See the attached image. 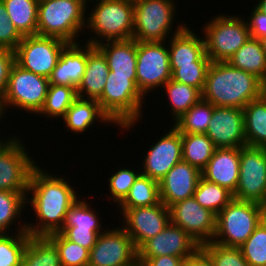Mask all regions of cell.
I'll use <instances>...</instances> for the list:
<instances>
[{
    "instance_id": "ac0fdd59",
    "label": "cell",
    "mask_w": 266,
    "mask_h": 266,
    "mask_svg": "<svg viewBox=\"0 0 266 266\" xmlns=\"http://www.w3.org/2000/svg\"><path fill=\"white\" fill-rule=\"evenodd\" d=\"M206 135L216 148L246 146L243 109L214 106Z\"/></svg>"
},
{
    "instance_id": "7a4b0ae2",
    "label": "cell",
    "mask_w": 266,
    "mask_h": 266,
    "mask_svg": "<svg viewBox=\"0 0 266 266\" xmlns=\"http://www.w3.org/2000/svg\"><path fill=\"white\" fill-rule=\"evenodd\" d=\"M266 92V84L256 75L232 67L228 62H211L202 98L214 106L243 109Z\"/></svg>"
},
{
    "instance_id": "7dc6e473",
    "label": "cell",
    "mask_w": 266,
    "mask_h": 266,
    "mask_svg": "<svg viewBox=\"0 0 266 266\" xmlns=\"http://www.w3.org/2000/svg\"><path fill=\"white\" fill-rule=\"evenodd\" d=\"M15 64V52L9 49H0V102L7 88L10 71Z\"/></svg>"
},
{
    "instance_id": "681fc988",
    "label": "cell",
    "mask_w": 266,
    "mask_h": 266,
    "mask_svg": "<svg viewBox=\"0 0 266 266\" xmlns=\"http://www.w3.org/2000/svg\"><path fill=\"white\" fill-rule=\"evenodd\" d=\"M138 266H180L184 260L178 256H157L152 258H137Z\"/></svg>"
},
{
    "instance_id": "4fadbf2b",
    "label": "cell",
    "mask_w": 266,
    "mask_h": 266,
    "mask_svg": "<svg viewBox=\"0 0 266 266\" xmlns=\"http://www.w3.org/2000/svg\"><path fill=\"white\" fill-rule=\"evenodd\" d=\"M233 198L266 204V154L262 147H240L239 179Z\"/></svg>"
},
{
    "instance_id": "8fae6325",
    "label": "cell",
    "mask_w": 266,
    "mask_h": 266,
    "mask_svg": "<svg viewBox=\"0 0 266 266\" xmlns=\"http://www.w3.org/2000/svg\"><path fill=\"white\" fill-rule=\"evenodd\" d=\"M166 42H137V87L145 97L148 92L161 89L171 79Z\"/></svg>"
},
{
    "instance_id": "4dcf8cb0",
    "label": "cell",
    "mask_w": 266,
    "mask_h": 266,
    "mask_svg": "<svg viewBox=\"0 0 266 266\" xmlns=\"http://www.w3.org/2000/svg\"><path fill=\"white\" fill-rule=\"evenodd\" d=\"M27 194V192L0 190V233L12 232L10 228L11 225L13 228L14 223L15 226L18 225V228L15 230L16 232H26V224L23 223L24 221H18L17 219L22 217L25 207V210H27ZM16 221H18V223H16ZM20 222H22V224Z\"/></svg>"
},
{
    "instance_id": "f546056e",
    "label": "cell",
    "mask_w": 266,
    "mask_h": 266,
    "mask_svg": "<svg viewBox=\"0 0 266 266\" xmlns=\"http://www.w3.org/2000/svg\"><path fill=\"white\" fill-rule=\"evenodd\" d=\"M182 160L202 171L216 149L213 141L201 133H181Z\"/></svg>"
},
{
    "instance_id": "bcb514c9",
    "label": "cell",
    "mask_w": 266,
    "mask_h": 266,
    "mask_svg": "<svg viewBox=\"0 0 266 266\" xmlns=\"http://www.w3.org/2000/svg\"><path fill=\"white\" fill-rule=\"evenodd\" d=\"M105 229L62 228L59 232L69 241L75 242L89 251L96 244L98 235Z\"/></svg>"
},
{
    "instance_id": "9c48e42d",
    "label": "cell",
    "mask_w": 266,
    "mask_h": 266,
    "mask_svg": "<svg viewBox=\"0 0 266 266\" xmlns=\"http://www.w3.org/2000/svg\"><path fill=\"white\" fill-rule=\"evenodd\" d=\"M48 87L49 78L24 70L15 63L0 102V117L3 119L10 107L38 115L44 106Z\"/></svg>"
},
{
    "instance_id": "603a6c76",
    "label": "cell",
    "mask_w": 266,
    "mask_h": 266,
    "mask_svg": "<svg viewBox=\"0 0 266 266\" xmlns=\"http://www.w3.org/2000/svg\"><path fill=\"white\" fill-rule=\"evenodd\" d=\"M167 43L170 65H194L195 61H211L205 51L204 39L187 26L171 35Z\"/></svg>"
},
{
    "instance_id": "9f6ffc18",
    "label": "cell",
    "mask_w": 266,
    "mask_h": 266,
    "mask_svg": "<svg viewBox=\"0 0 266 266\" xmlns=\"http://www.w3.org/2000/svg\"><path fill=\"white\" fill-rule=\"evenodd\" d=\"M262 148L264 149V152L266 154V144L264 146H262Z\"/></svg>"
},
{
    "instance_id": "60d3db41",
    "label": "cell",
    "mask_w": 266,
    "mask_h": 266,
    "mask_svg": "<svg viewBox=\"0 0 266 266\" xmlns=\"http://www.w3.org/2000/svg\"><path fill=\"white\" fill-rule=\"evenodd\" d=\"M210 64L211 61H195L194 65H170L171 79L202 92Z\"/></svg>"
},
{
    "instance_id": "6da1fadb",
    "label": "cell",
    "mask_w": 266,
    "mask_h": 266,
    "mask_svg": "<svg viewBox=\"0 0 266 266\" xmlns=\"http://www.w3.org/2000/svg\"><path fill=\"white\" fill-rule=\"evenodd\" d=\"M37 165L31 172L26 204L35 213V221L26 222V232L30 236H47L59 232L65 223L66 215L81 197L70 181L63 176L46 172Z\"/></svg>"
},
{
    "instance_id": "74e56055",
    "label": "cell",
    "mask_w": 266,
    "mask_h": 266,
    "mask_svg": "<svg viewBox=\"0 0 266 266\" xmlns=\"http://www.w3.org/2000/svg\"><path fill=\"white\" fill-rule=\"evenodd\" d=\"M29 237L27 232L0 233V266H21Z\"/></svg>"
},
{
    "instance_id": "8992f818",
    "label": "cell",
    "mask_w": 266,
    "mask_h": 266,
    "mask_svg": "<svg viewBox=\"0 0 266 266\" xmlns=\"http://www.w3.org/2000/svg\"><path fill=\"white\" fill-rule=\"evenodd\" d=\"M175 0H140L134 4L133 36L137 42H162L167 37L182 31L187 24L176 25L173 31V21L177 11Z\"/></svg>"
},
{
    "instance_id": "db71d44e",
    "label": "cell",
    "mask_w": 266,
    "mask_h": 266,
    "mask_svg": "<svg viewBox=\"0 0 266 266\" xmlns=\"http://www.w3.org/2000/svg\"><path fill=\"white\" fill-rule=\"evenodd\" d=\"M260 42H261V44H262V48H263V51H264L265 56H266V37L261 38V39H260Z\"/></svg>"
},
{
    "instance_id": "f5cc1de1",
    "label": "cell",
    "mask_w": 266,
    "mask_h": 266,
    "mask_svg": "<svg viewBox=\"0 0 266 266\" xmlns=\"http://www.w3.org/2000/svg\"><path fill=\"white\" fill-rule=\"evenodd\" d=\"M261 223L266 227V204L262 205Z\"/></svg>"
},
{
    "instance_id": "b9f144b4",
    "label": "cell",
    "mask_w": 266,
    "mask_h": 266,
    "mask_svg": "<svg viewBox=\"0 0 266 266\" xmlns=\"http://www.w3.org/2000/svg\"><path fill=\"white\" fill-rule=\"evenodd\" d=\"M239 248L250 266H266V227L261 223Z\"/></svg>"
},
{
    "instance_id": "277c9868",
    "label": "cell",
    "mask_w": 266,
    "mask_h": 266,
    "mask_svg": "<svg viewBox=\"0 0 266 266\" xmlns=\"http://www.w3.org/2000/svg\"><path fill=\"white\" fill-rule=\"evenodd\" d=\"M84 0H39L37 34L77 43L86 28Z\"/></svg>"
},
{
    "instance_id": "11a10c76",
    "label": "cell",
    "mask_w": 266,
    "mask_h": 266,
    "mask_svg": "<svg viewBox=\"0 0 266 266\" xmlns=\"http://www.w3.org/2000/svg\"><path fill=\"white\" fill-rule=\"evenodd\" d=\"M129 2H132V3H135L137 1H140V0H128Z\"/></svg>"
},
{
    "instance_id": "d6986e66",
    "label": "cell",
    "mask_w": 266,
    "mask_h": 266,
    "mask_svg": "<svg viewBox=\"0 0 266 266\" xmlns=\"http://www.w3.org/2000/svg\"><path fill=\"white\" fill-rule=\"evenodd\" d=\"M200 247L181 227L170 222L162 232L145 241L137 249V258L178 256L185 259Z\"/></svg>"
},
{
    "instance_id": "ee69618b",
    "label": "cell",
    "mask_w": 266,
    "mask_h": 266,
    "mask_svg": "<svg viewBox=\"0 0 266 266\" xmlns=\"http://www.w3.org/2000/svg\"><path fill=\"white\" fill-rule=\"evenodd\" d=\"M201 248L208 254L215 266H250L239 247L224 246L211 241L202 245Z\"/></svg>"
},
{
    "instance_id": "f35d334b",
    "label": "cell",
    "mask_w": 266,
    "mask_h": 266,
    "mask_svg": "<svg viewBox=\"0 0 266 266\" xmlns=\"http://www.w3.org/2000/svg\"><path fill=\"white\" fill-rule=\"evenodd\" d=\"M58 249L61 266H88L90 251L67 240L60 232L46 236Z\"/></svg>"
},
{
    "instance_id": "e575fe53",
    "label": "cell",
    "mask_w": 266,
    "mask_h": 266,
    "mask_svg": "<svg viewBox=\"0 0 266 266\" xmlns=\"http://www.w3.org/2000/svg\"><path fill=\"white\" fill-rule=\"evenodd\" d=\"M214 105L201 98L195 105L190 107L173 126L180 133H201L206 134L208 125L212 119Z\"/></svg>"
},
{
    "instance_id": "ffe728a7",
    "label": "cell",
    "mask_w": 266,
    "mask_h": 266,
    "mask_svg": "<svg viewBox=\"0 0 266 266\" xmlns=\"http://www.w3.org/2000/svg\"><path fill=\"white\" fill-rule=\"evenodd\" d=\"M201 171L181 160L159 181L160 201L167 207L193 197Z\"/></svg>"
},
{
    "instance_id": "4316f807",
    "label": "cell",
    "mask_w": 266,
    "mask_h": 266,
    "mask_svg": "<svg viewBox=\"0 0 266 266\" xmlns=\"http://www.w3.org/2000/svg\"><path fill=\"white\" fill-rule=\"evenodd\" d=\"M227 62L234 68L256 75L266 84V56L259 39L250 37Z\"/></svg>"
},
{
    "instance_id": "6f0895ef",
    "label": "cell",
    "mask_w": 266,
    "mask_h": 266,
    "mask_svg": "<svg viewBox=\"0 0 266 266\" xmlns=\"http://www.w3.org/2000/svg\"><path fill=\"white\" fill-rule=\"evenodd\" d=\"M84 1H85L86 3H88V4H87V8H89L88 5H89V1H91V0H84Z\"/></svg>"
},
{
    "instance_id": "7bdbcfd3",
    "label": "cell",
    "mask_w": 266,
    "mask_h": 266,
    "mask_svg": "<svg viewBox=\"0 0 266 266\" xmlns=\"http://www.w3.org/2000/svg\"><path fill=\"white\" fill-rule=\"evenodd\" d=\"M114 171L112 176L108 178V187L110 195L108 199L112 200L114 204H120L129 194L131 186L135 183L137 177L141 174V169L134 171L128 167L119 168Z\"/></svg>"
},
{
    "instance_id": "836d02e7",
    "label": "cell",
    "mask_w": 266,
    "mask_h": 266,
    "mask_svg": "<svg viewBox=\"0 0 266 266\" xmlns=\"http://www.w3.org/2000/svg\"><path fill=\"white\" fill-rule=\"evenodd\" d=\"M160 202L159 182L140 174L118 209L156 205Z\"/></svg>"
},
{
    "instance_id": "cb8c5ba5",
    "label": "cell",
    "mask_w": 266,
    "mask_h": 266,
    "mask_svg": "<svg viewBox=\"0 0 266 266\" xmlns=\"http://www.w3.org/2000/svg\"><path fill=\"white\" fill-rule=\"evenodd\" d=\"M108 73L106 57L96 46H93L87 52L86 69L76 88L77 97L97 100L104 91Z\"/></svg>"
},
{
    "instance_id": "f6af8a7d",
    "label": "cell",
    "mask_w": 266,
    "mask_h": 266,
    "mask_svg": "<svg viewBox=\"0 0 266 266\" xmlns=\"http://www.w3.org/2000/svg\"><path fill=\"white\" fill-rule=\"evenodd\" d=\"M23 36L10 21L7 15V9L2 0H0V49H9L15 51Z\"/></svg>"
},
{
    "instance_id": "5b68a950",
    "label": "cell",
    "mask_w": 266,
    "mask_h": 266,
    "mask_svg": "<svg viewBox=\"0 0 266 266\" xmlns=\"http://www.w3.org/2000/svg\"><path fill=\"white\" fill-rule=\"evenodd\" d=\"M94 1L97 3L93 5L91 12L87 9L89 13L86 14L89 16H86V31L90 30L96 36L86 39L85 42L97 46L106 41L132 39L134 4L128 0Z\"/></svg>"
},
{
    "instance_id": "d6a6232c",
    "label": "cell",
    "mask_w": 266,
    "mask_h": 266,
    "mask_svg": "<svg viewBox=\"0 0 266 266\" xmlns=\"http://www.w3.org/2000/svg\"><path fill=\"white\" fill-rule=\"evenodd\" d=\"M21 266H61L58 249L46 236H30Z\"/></svg>"
},
{
    "instance_id": "9a60e30c",
    "label": "cell",
    "mask_w": 266,
    "mask_h": 266,
    "mask_svg": "<svg viewBox=\"0 0 266 266\" xmlns=\"http://www.w3.org/2000/svg\"><path fill=\"white\" fill-rule=\"evenodd\" d=\"M169 213L170 222L181 227L200 246L213 240L216 215L203 208L194 197L174 203Z\"/></svg>"
},
{
    "instance_id": "484cf974",
    "label": "cell",
    "mask_w": 266,
    "mask_h": 266,
    "mask_svg": "<svg viewBox=\"0 0 266 266\" xmlns=\"http://www.w3.org/2000/svg\"><path fill=\"white\" fill-rule=\"evenodd\" d=\"M106 57L114 75H136L137 41L135 39L106 41L96 46Z\"/></svg>"
},
{
    "instance_id": "7c38bea8",
    "label": "cell",
    "mask_w": 266,
    "mask_h": 266,
    "mask_svg": "<svg viewBox=\"0 0 266 266\" xmlns=\"http://www.w3.org/2000/svg\"><path fill=\"white\" fill-rule=\"evenodd\" d=\"M67 44L54 37L25 36L14 51L15 63L24 70L49 78Z\"/></svg>"
},
{
    "instance_id": "ab89813d",
    "label": "cell",
    "mask_w": 266,
    "mask_h": 266,
    "mask_svg": "<svg viewBox=\"0 0 266 266\" xmlns=\"http://www.w3.org/2000/svg\"><path fill=\"white\" fill-rule=\"evenodd\" d=\"M82 196L68 211L63 228L104 229L100 223L99 214L92 209L90 202L87 203ZM95 209V210H94Z\"/></svg>"
},
{
    "instance_id": "1f68e13d",
    "label": "cell",
    "mask_w": 266,
    "mask_h": 266,
    "mask_svg": "<svg viewBox=\"0 0 266 266\" xmlns=\"http://www.w3.org/2000/svg\"><path fill=\"white\" fill-rule=\"evenodd\" d=\"M162 88L167 96L166 98H168L167 102L169 103L170 113L173 115V123L202 98V92L198 88L172 79Z\"/></svg>"
},
{
    "instance_id": "83f0119b",
    "label": "cell",
    "mask_w": 266,
    "mask_h": 266,
    "mask_svg": "<svg viewBox=\"0 0 266 266\" xmlns=\"http://www.w3.org/2000/svg\"><path fill=\"white\" fill-rule=\"evenodd\" d=\"M245 138L247 146L262 147L266 144V92L244 108Z\"/></svg>"
},
{
    "instance_id": "c3c4849f",
    "label": "cell",
    "mask_w": 266,
    "mask_h": 266,
    "mask_svg": "<svg viewBox=\"0 0 266 266\" xmlns=\"http://www.w3.org/2000/svg\"><path fill=\"white\" fill-rule=\"evenodd\" d=\"M248 20H246L247 26L250 30L251 37L261 39L266 37V15L258 10L256 7L252 8Z\"/></svg>"
},
{
    "instance_id": "44dd1931",
    "label": "cell",
    "mask_w": 266,
    "mask_h": 266,
    "mask_svg": "<svg viewBox=\"0 0 266 266\" xmlns=\"http://www.w3.org/2000/svg\"><path fill=\"white\" fill-rule=\"evenodd\" d=\"M68 43L60 53L57 64L53 69L49 84L78 87L84 75L87 65V52L93 47L92 44Z\"/></svg>"
},
{
    "instance_id": "f1b7e54d",
    "label": "cell",
    "mask_w": 266,
    "mask_h": 266,
    "mask_svg": "<svg viewBox=\"0 0 266 266\" xmlns=\"http://www.w3.org/2000/svg\"><path fill=\"white\" fill-rule=\"evenodd\" d=\"M2 1L10 21L23 37L37 34L39 0Z\"/></svg>"
},
{
    "instance_id": "d4e9b609",
    "label": "cell",
    "mask_w": 266,
    "mask_h": 266,
    "mask_svg": "<svg viewBox=\"0 0 266 266\" xmlns=\"http://www.w3.org/2000/svg\"><path fill=\"white\" fill-rule=\"evenodd\" d=\"M62 120L66 129L75 135L84 133L97 122H101L103 125L106 123L108 126L111 123L114 124L95 99L77 98L68 108Z\"/></svg>"
},
{
    "instance_id": "7402d4cb",
    "label": "cell",
    "mask_w": 266,
    "mask_h": 266,
    "mask_svg": "<svg viewBox=\"0 0 266 266\" xmlns=\"http://www.w3.org/2000/svg\"><path fill=\"white\" fill-rule=\"evenodd\" d=\"M240 148H216L201 171V177L226 188L232 194L238 186Z\"/></svg>"
},
{
    "instance_id": "3957f363",
    "label": "cell",
    "mask_w": 266,
    "mask_h": 266,
    "mask_svg": "<svg viewBox=\"0 0 266 266\" xmlns=\"http://www.w3.org/2000/svg\"><path fill=\"white\" fill-rule=\"evenodd\" d=\"M145 99L137 87L136 75H114L109 70L104 91L97 101L117 128L129 132L143 118Z\"/></svg>"
},
{
    "instance_id": "30bf717a",
    "label": "cell",
    "mask_w": 266,
    "mask_h": 266,
    "mask_svg": "<svg viewBox=\"0 0 266 266\" xmlns=\"http://www.w3.org/2000/svg\"><path fill=\"white\" fill-rule=\"evenodd\" d=\"M19 137L13 133L0 139L1 191L28 192L31 172L38 165Z\"/></svg>"
},
{
    "instance_id": "ba28073f",
    "label": "cell",
    "mask_w": 266,
    "mask_h": 266,
    "mask_svg": "<svg viewBox=\"0 0 266 266\" xmlns=\"http://www.w3.org/2000/svg\"><path fill=\"white\" fill-rule=\"evenodd\" d=\"M262 204L251 201L231 202L216 215L214 242L240 247L261 224Z\"/></svg>"
},
{
    "instance_id": "e0dca14e",
    "label": "cell",
    "mask_w": 266,
    "mask_h": 266,
    "mask_svg": "<svg viewBox=\"0 0 266 266\" xmlns=\"http://www.w3.org/2000/svg\"><path fill=\"white\" fill-rule=\"evenodd\" d=\"M157 138L148 148L141 162V174L159 182L168 171L182 160L181 133L171 124L168 132ZM143 170V171H142Z\"/></svg>"
},
{
    "instance_id": "f907efd6",
    "label": "cell",
    "mask_w": 266,
    "mask_h": 266,
    "mask_svg": "<svg viewBox=\"0 0 266 266\" xmlns=\"http://www.w3.org/2000/svg\"><path fill=\"white\" fill-rule=\"evenodd\" d=\"M180 266H215L208 254L200 247L193 255L185 258Z\"/></svg>"
},
{
    "instance_id": "8d00e7d4",
    "label": "cell",
    "mask_w": 266,
    "mask_h": 266,
    "mask_svg": "<svg viewBox=\"0 0 266 266\" xmlns=\"http://www.w3.org/2000/svg\"><path fill=\"white\" fill-rule=\"evenodd\" d=\"M193 197L203 207L217 215L233 199V194L216 183L200 178Z\"/></svg>"
},
{
    "instance_id": "5bb4252c",
    "label": "cell",
    "mask_w": 266,
    "mask_h": 266,
    "mask_svg": "<svg viewBox=\"0 0 266 266\" xmlns=\"http://www.w3.org/2000/svg\"><path fill=\"white\" fill-rule=\"evenodd\" d=\"M88 266H138L132 238L119 226L104 230L90 250Z\"/></svg>"
},
{
    "instance_id": "2e32d148",
    "label": "cell",
    "mask_w": 266,
    "mask_h": 266,
    "mask_svg": "<svg viewBox=\"0 0 266 266\" xmlns=\"http://www.w3.org/2000/svg\"><path fill=\"white\" fill-rule=\"evenodd\" d=\"M118 210L124 219L121 227L132 238L136 249L170 223L169 207L161 201L156 205Z\"/></svg>"
},
{
    "instance_id": "816d5d0a",
    "label": "cell",
    "mask_w": 266,
    "mask_h": 266,
    "mask_svg": "<svg viewBox=\"0 0 266 266\" xmlns=\"http://www.w3.org/2000/svg\"><path fill=\"white\" fill-rule=\"evenodd\" d=\"M257 3L255 7L266 15V0H257Z\"/></svg>"
},
{
    "instance_id": "52a82bcc",
    "label": "cell",
    "mask_w": 266,
    "mask_h": 266,
    "mask_svg": "<svg viewBox=\"0 0 266 266\" xmlns=\"http://www.w3.org/2000/svg\"><path fill=\"white\" fill-rule=\"evenodd\" d=\"M240 15L220 14L203 24L205 51L211 62H227L251 37Z\"/></svg>"
},
{
    "instance_id": "d590c367",
    "label": "cell",
    "mask_w": 266,
    "mask_h": 266,
    "mask_svg": "<svg viewBox=\"0 0 266 266\" xmlns=\"http://www.w3.org/2000/svg\"><path fill=\"white\" fill-rule=\"evenodd\" d=\"M77 98L74 87L49 84L44 106L38 114L56 120L62 119Z\"/></svg>"
}]
</instances>
